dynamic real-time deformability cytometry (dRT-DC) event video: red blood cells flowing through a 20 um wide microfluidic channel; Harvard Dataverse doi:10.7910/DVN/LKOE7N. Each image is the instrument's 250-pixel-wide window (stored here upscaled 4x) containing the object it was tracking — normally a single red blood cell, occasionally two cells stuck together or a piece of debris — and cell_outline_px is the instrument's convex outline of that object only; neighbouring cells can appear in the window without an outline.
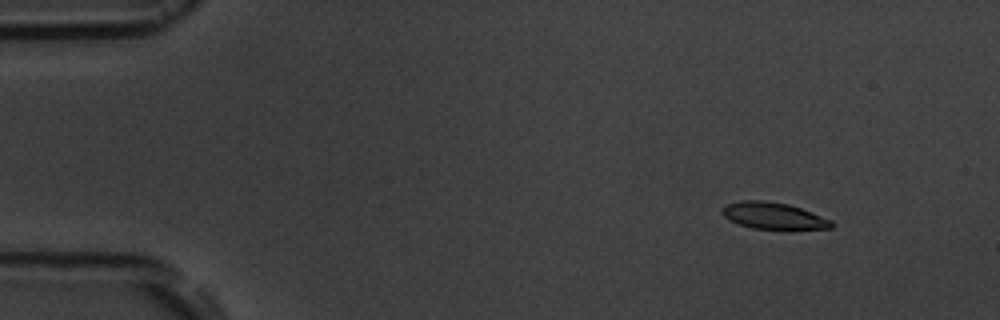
{"species": "common noctule bat (a hibernating species)", "species_latin": "Nyctalus noctula", "temperature_condition": "room temperature", "stored_images_in_passage": 6, "camera_frame_rate_fps": 3000, "um_per_image_px": 0.085, "animal": {"sex": "male", "body_mass_g": 19.5, "forearm_length_mm": 54.6}, "frame": {"image": 1, "passage_image": 2, "time_ms": 1.0, "image_size_px": [1000, 320], "cell_outline_px": [[832, 228], [784, 232], [752, 228], [728, 220], [720, 212], [720, 208], [728, 204], [740, 200], [764, 200], [788, 204], [800, 208], [832, 220]], "centroid_in_image_um": [65.76, 18.39], "position_along_channel_um": 19.2, "area_um2": 17.8}}
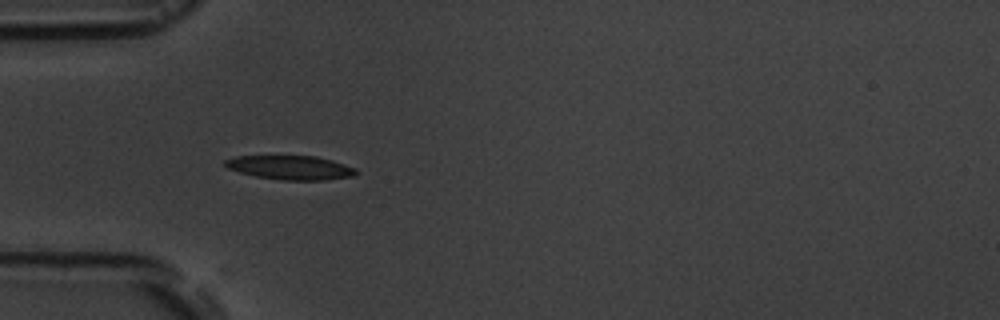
{"frame": {"image": 2, "passage_image": 5, "time_ms": 4.667, "image_size_px": [1000, 320], "cell_outline_px": [[356, 176], [324, 180], [280, 180], [256, 176], [240, 172], [228, 168], [224, 164], [224, 160], [236, 156], [316, 156], [332, 160], [356, 168]], "centroid_in_image_um": [24.71, 14.24], "position_along_channel_um": 60.3, "area_um2": 18.32}}